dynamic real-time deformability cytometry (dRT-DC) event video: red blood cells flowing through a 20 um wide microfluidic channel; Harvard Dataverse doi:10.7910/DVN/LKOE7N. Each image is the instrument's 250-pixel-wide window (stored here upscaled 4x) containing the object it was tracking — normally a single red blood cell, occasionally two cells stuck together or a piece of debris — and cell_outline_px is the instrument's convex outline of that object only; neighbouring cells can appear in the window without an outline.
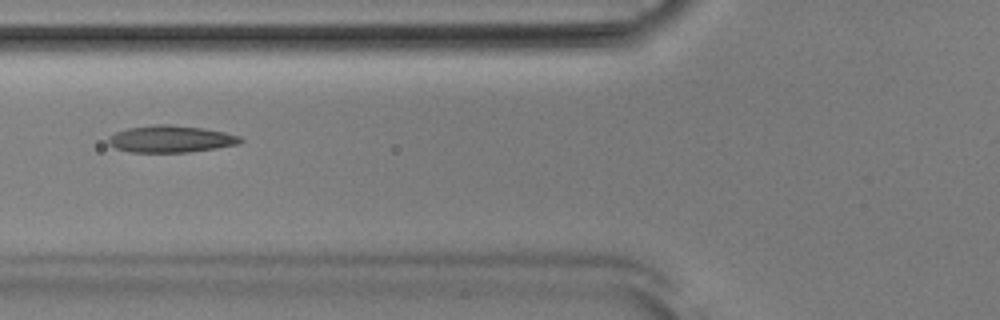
{"species": "Egyptian fruit bat (a non-hibernating species)", "species_latin": "Rousettus aegyptiacus", "temperature_condition": "room temperature", "stored_images_in_passage": 47, "camera_frame_rate_fps": 3000, "um_per_image_px": 0.085, "animal": {"sex": "male"}, "frame": {"image": 1, "passage_image": 15, "time_ms": 4.667, "image_size_px": [1000, 320], "cell_outline_px": [[244, 140], [240, 144], [216, 148], [188, 152], [128, 152], [116, 148], [108, 144], [108, 136], [116, 132], [128, 128], [156, 124], [168, 124], [204, 128], [224, 132], [240, 136]], "centroid_in_image_um": [14.52, 11.81], "position_along_channel_um": 111.3, "area_um2": 20.81}}
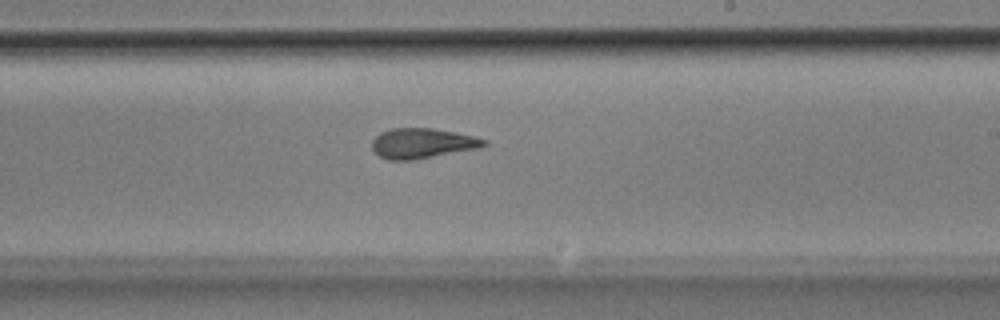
{"frame": {"image": 2, "passage_image": 26, "time_ms": 8.333, "image_size_px": [1000, 320], "cell_outline_px": [[488, 144], [480, 148], [412, 160], [388, 160], [380, 156], [372, 148], [372, 140], [380, 132], [392, 128], [432, 128], [472, 136], [488, 140]], "centroid_in_image_um": [35.89, 12.18], "position_along_channel_um": 253.1, "area_um2": 19.54}}
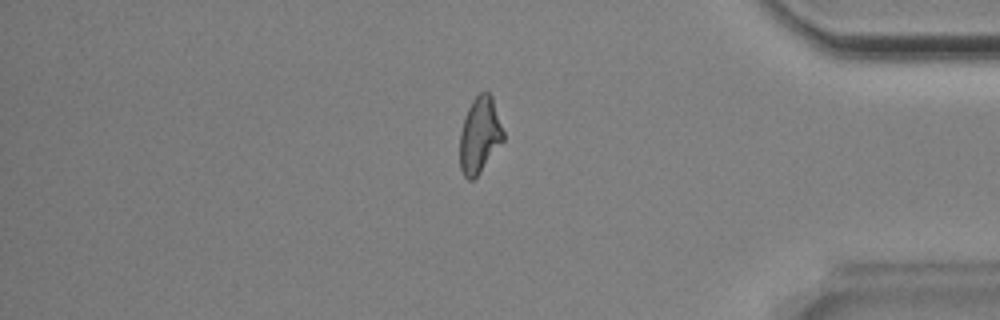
{"frame": {"image": 3, "passage_image": 39, "time_ms": 12.667, "image_size_px": [1000, 320], "cell_outline_px": [[504, 140], [480, 172], [472, 180], [468, 180], [464, 176], [460, 168], [460, 132], [464, 116], [472, 100], [480, 92], [488, 92], [492, 96], [504, 132]], "centroid_in_image_um": [40.77, 11.48], "position_along_channel_um": 394.4, "area_um2": 19.25}, "authors_computed_cell_mechanics": {"area_um2": 19.941, "velocity_mm_per_s": 3.8679, "shape_relaxation_time_tau1_ms": null, "shape_relaxation_time_tau2_ms": 3.0813, "deformation_change_tau1": null, "deformation_change_tau2": 0.1176}}